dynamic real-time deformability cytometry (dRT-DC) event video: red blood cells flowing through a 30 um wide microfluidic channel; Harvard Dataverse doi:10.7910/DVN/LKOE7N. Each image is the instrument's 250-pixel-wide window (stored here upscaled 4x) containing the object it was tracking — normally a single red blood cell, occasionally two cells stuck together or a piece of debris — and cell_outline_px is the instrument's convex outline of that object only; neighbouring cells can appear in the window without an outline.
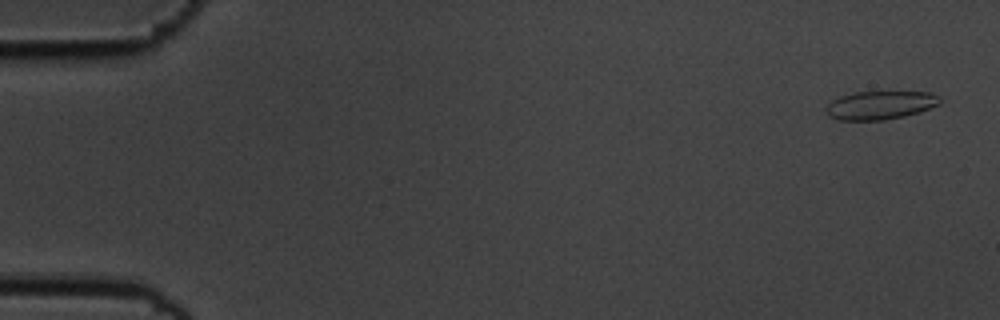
{"species": "common noctule bat (a hibernating species)", "species_latin": "Nyctalus noctula", "temperature_condition": "cold", "stored_images_in_passage": 54, "camera_frame_rate_fps": 3000, "um_per_image_px": 0.085, "animal": {"sex": "male", "body_mass_g": 19.5, "forearm_length_mm": 54.6}, "frame": {"image": 1, "passage_image": 1, "time_ms": 0.0, "image_size_px": [1000, 320], "cell_outline_px": [[940, 104], [904, 116], [884, 120], [840, 120], [828, 116], [824, 108], [832, 100], [840, 96], [856, 92], [928, 92], [940, 96]], "centroid_in_image_um": [74.77, 8.94], "position_along_channel_um": 10.2, "area_um2": 18.73}}
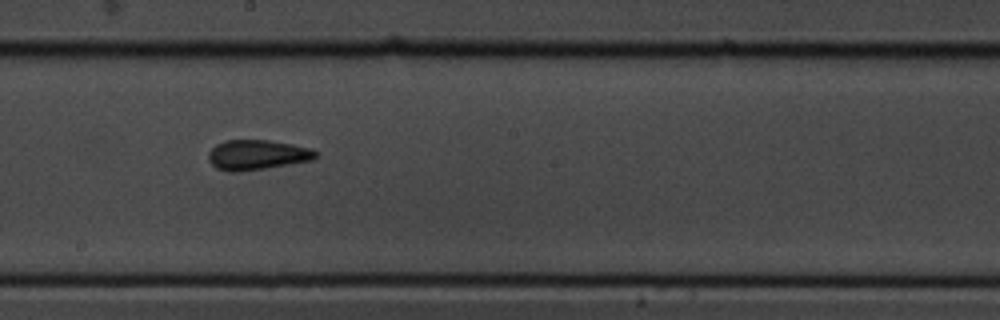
{"frame": {"image": 2, "passage_image": 30, "time_ms": 9.667, "image_size_px": [1000, 320], "cell_outline_px": [[316, 156], [312, 160], [240, 172], [228, 172], [216, 168], [208, 160], [208, 152], [216, 144], [224, 140], [268, 140], [292, 144], [312, 148], [316, 152]], "centroid_in_image_um": [21.81, 13.16], "position_along_channel_um": 226.4, "area_um2": 18.73}}
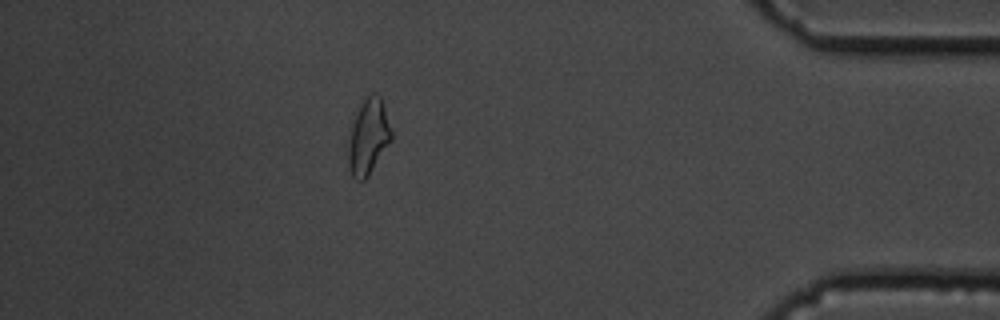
{"frame": {"image": 3, "passage_image": 48, "time_ms": 15.667, "image_size_px": [1000, 320], "cell_outline_px": [[392, 140], [368, 176], [364, 180], [356, 180], [352, 176], [348, 160], [348, 148], [352, 124], [360, 104], [372, 92], [380, 96], [392, 132]], "centroid_in_image_um": [31.32, 11.64], "position_along_channel_um": 403.9, "area_um2": 18.61}, "authors_computed_cell_mechanics": {"area_um2": 18.3515, "velocity_mm_per_s": 3.6411, "shape_relaxation_time_tau1_ms": 11.1925, "shape_relaxation_time_tau2_ms": 2.1394, "deformation_change_tau1": 0.22, "deformation_change_tau2": 0.0978}}